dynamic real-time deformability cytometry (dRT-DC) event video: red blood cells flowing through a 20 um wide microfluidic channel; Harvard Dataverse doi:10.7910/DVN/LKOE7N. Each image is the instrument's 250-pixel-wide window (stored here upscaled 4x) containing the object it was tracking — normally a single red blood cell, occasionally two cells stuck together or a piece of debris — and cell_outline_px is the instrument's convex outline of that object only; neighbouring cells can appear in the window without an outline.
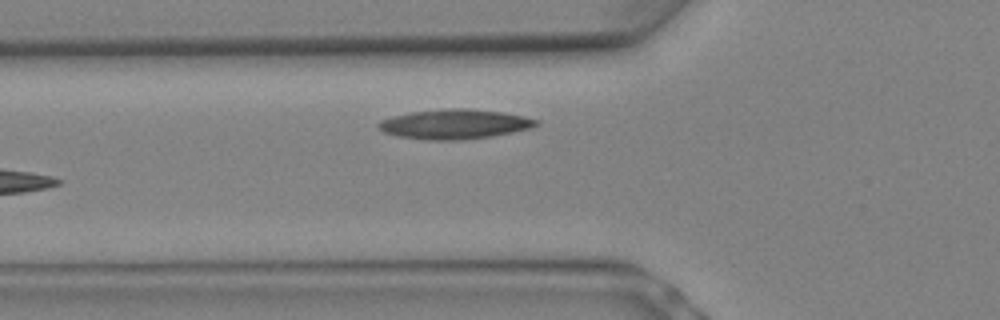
{"species": "Egyptian fruit bat (a non-hibernating species)", "species_latin": "Rousettus aegyptiacus", "temperature_condition": "warm", "stored_images_in_passage": 10, "camera_frame_rate_fps": 3000, "um_per_image_px": 0.085, "animal": {"sex": "female"}, "frame": {"image": 1, "passage_image": 10, "time_ms": 3.0, "image_size_px": [1000, 320], "cell_outline_px": [[540, 124], [532, 128], [492, 136], [464, 140], [428, 140], [396, 136], [384, 132], [376, 128], [376, 124], [380, 120], [392, 116], [412, 112], [448, 108], [468, 108], [504, 112], [524, 116], [540, 120]], "centroid_in_image_um": [38.65, 10.55], "position_along_channel_um": 87.2, "area_um2": 27.63}}